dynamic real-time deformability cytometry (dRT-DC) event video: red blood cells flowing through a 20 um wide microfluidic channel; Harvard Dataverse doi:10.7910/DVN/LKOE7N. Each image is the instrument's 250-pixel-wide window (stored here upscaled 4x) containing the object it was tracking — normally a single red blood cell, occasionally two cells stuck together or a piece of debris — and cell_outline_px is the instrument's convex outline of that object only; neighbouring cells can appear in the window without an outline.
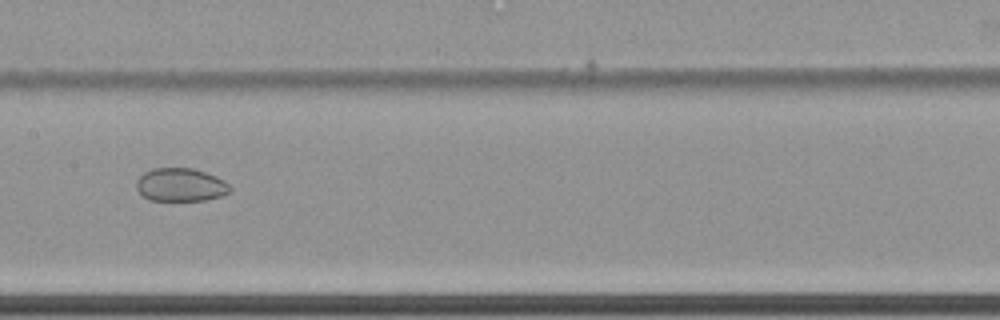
{"species": "common noctule bat (a hibernating species)", "species_latin": "Nyctalus noctula", "temperature_condition": "cold", "stored_images_in_passage": 46, "camera_frame_rate_fps": 3000, "um_per_image_px": 0.085, "animal": {"sex": "female", "body_mass_g": 22.7, "forearm_length_mm": 54.2}, "frame": {"image": 1, "passage_image": 18, "time_ms": 5.667, "image_size_px": [1000, 320], "cell_outline_px": [[232, 188], [228, 192], [220, 196], [204, 200], [148, 200], [136, 188], [136, 180], [144, 172], [152, 168], [192, 168], [216, 176], [224, 180]], "centroid_in_image_um": [15.33, 15.7], "position_along_channel_um": 192.1, "area_um2": 18.03}}
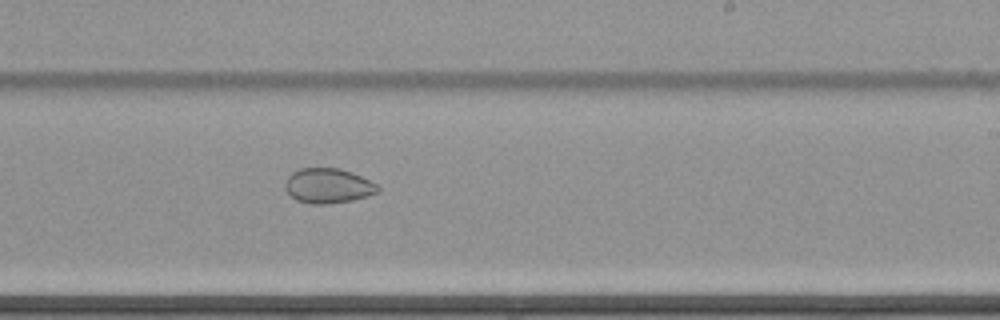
{"frame": {"image": 2, "passage_image": 24, "time_ms": 7.667, "image_size_px": [1000, 320], "cell_outline_px": [[380, 188], [376, 192], [368, 196], [352, 200], [324, 204], [312, 204], [296, 200], [284, 188], [284, 184], [288, 176], [292, 172], [300, 168], [340, 168], [352, 172], [376, 184]], "centroid_in_image_um": [27.85, 15.78], "position_along_channel_um": 261.1, "area_um2": 18.73}}
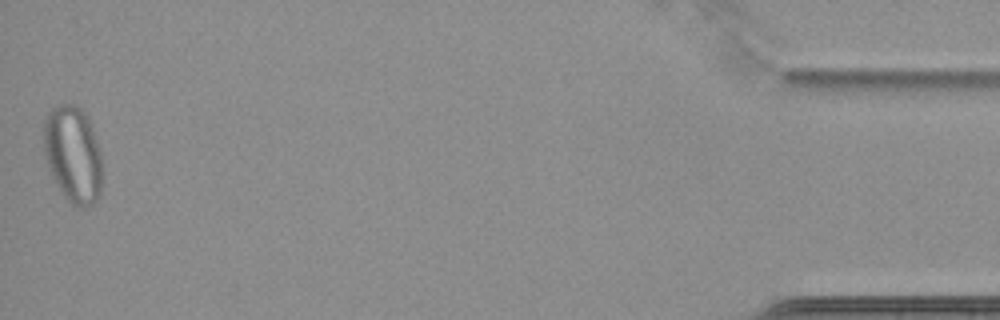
{"frame": {"image": 3, "passage_image": 46, "time_ms": 15.0, "image_size_px": [1000, 320], "cell_outline_px": [[100, 192], [96, 200], [92, 204], [76, 208], [64, 196], [52, 176], [44, 152], [44, 120], [48, 112], [56, 104], [76, 104], [84, 112], [92, 128], [100, 152]], "centroid_in_image_um": [6.18, 13.09], "position_along_channel_um": 429.0, "area_um2": 32.54}, "authors_computed_cell_mechanics": {"area_um2": 23.5246, "velocity_mm_per_s": 3.4597, "shape_relaxation_time_tau1_ms": null, "shape_relaxation_time_tau2_ms": 9.3287, "deformation_change_tau1": null, "deformation_change_tau2": 0.0913}}